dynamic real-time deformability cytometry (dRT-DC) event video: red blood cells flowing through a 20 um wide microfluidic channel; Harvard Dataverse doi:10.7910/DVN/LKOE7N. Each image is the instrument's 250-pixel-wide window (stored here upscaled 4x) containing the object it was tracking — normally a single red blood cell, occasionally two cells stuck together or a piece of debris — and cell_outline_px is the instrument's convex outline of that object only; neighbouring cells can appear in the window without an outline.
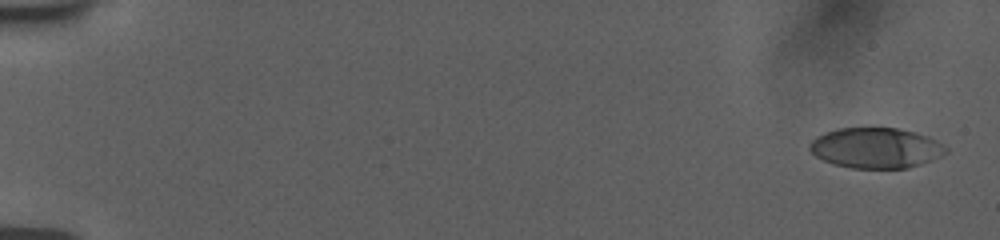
{"species": "human", "species_latin": "Homo sapiens", "temperature_condition": "room temperature", "stored_images_in_passage": 56, "camera_frame_rate_fps": 3000, "um_per_image_px": 0.085, "donor": {"sex": "female"}, "frame": {"image": 1, "passage_image": 2, "time_ms": 0.333, "image_size_px": [1000, 240], "cell_outline_px": [[948, 152], [920, 164], [908, 168], [852, 168], [832, 164], [816, 156], [808, 148], [808, 144], [816, 136], [840, 128], [900, 128], [916, 132], [928, 136], [936, 140], [948, 148]], "centroid_in_image_um": [74.44, 12.57], "position_along_channel_um": 10.6, "area_um2": 32.02}}
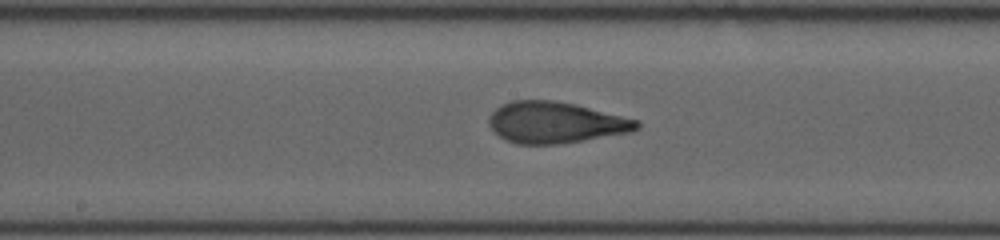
{"frame": {"image": 2, "passage_image": 31, "time_ms": 10.0, "image_size_px": [1000, 240], "cell_outline_px": [[640, 128], [632, 132], [560, 144], [516, 144], [504, 140], [488, 124], [488, 116], [500, 104], [512, 100], [552, 100], [576, 104], [640, 120]], "centroid_in_image_um": [47.22, 10.41], "position_along_channel_um": 201.0, "area_um2": 35.89}}
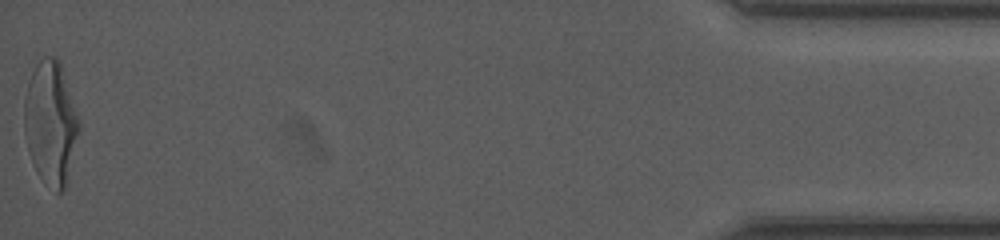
{"frame": {"image": 3, "passage_image": 56, "time_ms": 18.333, "image_size_px": [1000, 240], "cell_outline_px": [[80, 128], [64, 188], [60, 192], [56, 192], [36, 172], [28, 148], [24, 132], [24, 100], [28, 80], [36, 64], [44, 56], [56, 56], [60, 60], [80, 116]], "centroid_in_image_um": [4.32, 10.35], "position_along_channel_um": 430.9, "area_um2": 39.42}, "authors_computed_cell_mechanics": {"area_um2": 34.8534, "velocity_mm_per_s": 3.7735, "shape_relaxation_time_tau1_ms": 4.4639, "shape_relaxation_time_tau2_ms": 1.111, "deformation_change_tau1": 0.2049, "deformation_change_tau2": 0.0922}}